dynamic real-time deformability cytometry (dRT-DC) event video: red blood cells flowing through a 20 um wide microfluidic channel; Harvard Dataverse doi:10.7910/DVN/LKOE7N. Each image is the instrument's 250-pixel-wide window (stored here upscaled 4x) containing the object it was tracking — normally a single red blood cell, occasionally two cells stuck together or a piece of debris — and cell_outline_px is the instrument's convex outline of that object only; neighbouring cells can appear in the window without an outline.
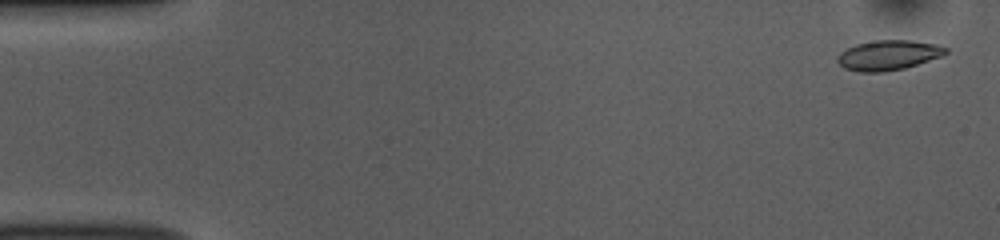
{"species": "common noctule bat (a hibernating species)", "species_latin": "Nyctalus noctula", "temperature_condition": "room temperature", "stored_images_in_passage": 53, "camera_frame_rate_fps": 3000, "um_per_image_px": 0.085, "animal": {"sex": "female", "body_mass_g": 10.0, "forearm_length_mm": 53.1}, "frame": {"image": 1, "passage_image": 2, "time_ms": 0.333, "image_size_px": [1000, 240], "cell_outline_px": [[948, 52], [940, 56], [904, 68], [884, 72], [860, 72], [844, 68], [836, 60], [836, 56], [840, 52], [856, 44], [876, 40], [908, 40], [936, 44], [948, 48]], "centroid_in_image_um": [75.47, 4.69], "position_along_channel_um": 9.5, "area_um2": 18.73}}
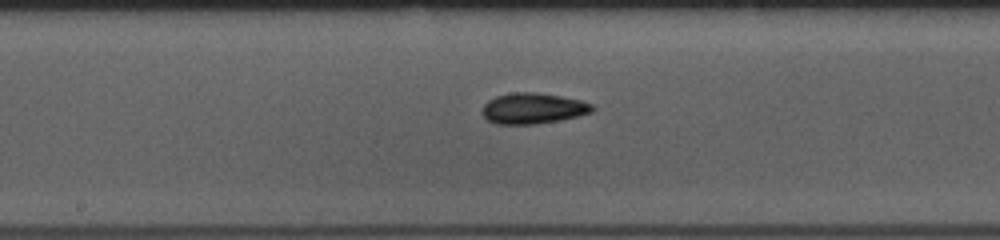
{"frame": {"image": 2, "passage_image": 27, "time_ms": 8.667, "image_size_px": [1000, 240], "cell_outline_px": [[596, 108], [592, 112], [580, 116], [560, 120], [532, 124], [496, 124], [488, 120], [480, 112], [484, 104], [488, 100], [496, 96], [512, 92], [536, 92], [560, 96], [580, 100], [592, 104]], "centroid_in_image_um": [45.3, 9.21], "position_along_channel_um": 202.9, "area_um2": 19.88}}
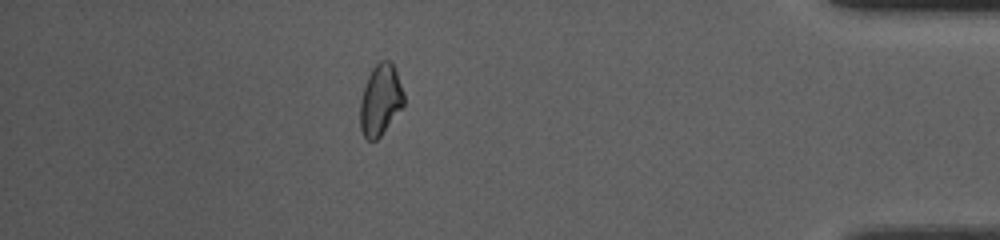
{"frame": {"image": 3, "passage_image": 46, "time_ms": 15.0, "image_size_px": [1000, 240], "cell_outline_px": [[404, 104], [380, 136], [376, 140], [368, 140], [364, 136], [360, 128], [360, 100], [368, 76], [372, 68], [380, 60], [388, 60], [392, 64], [396, 72], [404, 92]], "centroid_in_image_um": [32.32, 8.49], "position_along_channel_um": 402.9, "area_um2": 17.86}, "authors_computed_cell_mechanics": {"area_um2": 18.7272, "velocity_mm_per_s": 3.8435, "shape_relaxation_time_tau1_ms": 6.4215, "shape_relaxation_time_tau2_ms": 4.4613, "deformation_change_tau1": 0.1126, "deformation_change_tau2": 0.0796}}